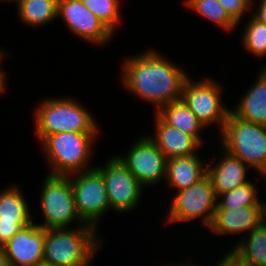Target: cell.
<instances>
[{"mask_svg": "<svg viewBox=\"0 0 266 266\" xmlns=\"http://www.w3.org/2000/svg\"><path fill=\"white\" fill-rule=\"evenodd\" d=\"M152 49L125 58L120 78L123 88L150 102L157 112L162 106L181 100L184 83L190 76L164 54Z\"/></svg>", "mask_w": 266, "mask_h": 266, "instance_id": "obj_1", "label": "cell"}, {"mask_svg": "<svg viewBox=\"0 0 266 266\" xmlns=\"http://www.w3.org/2000/svg\"><path fill=\"white\" fill-rule=\"evenodd\" d=\"M89 224L45 229L43 263L51 266H92L104 239Z\"/></svg>", "mask_w": 266, "mask_h": 266, "instance_id": "obj_2", "label": "cell"}, {"mask_svg": "<svg viewBox=\"0 0 266 266\" xmlns=\"http://www.w3.org/2000/svg\"><path fill=\"white\" fill-rule=\"evenodd\" d=\"M99 132H62L46 136L40 143L51 175L69 176L89 171ZM90 165V166H89Z\"/></svg>", "mask_w": 266, "mask_h": 266, "instance_id": "obj_3", "label": "cell"}, {"mask_svg": "<svg viewBox=\"0 0 266 266\" xmlns=\"http://www.w3.org/2000/svg\"><path fill=\"white\" fill-rule=\"evenodd\" d=\"M70 97H46L34 109L35 135L41 142L46 136L62 132H99L97 120L87 108Z\"/></svg>", "mask_w": 266, "mask_h": 266, "instance_id": "obj_4", "label": "cell"}, {"mask_svg": "<svg viewBox=\"0 0 266 266\" xmlns=\"http://www.w3.org/2000/svg\"><path fill=\"white\" fill-rule=\"evenodd\" d=\"M218 138L222 149L266 179V126L244 120L229 111Z\"/></svg>", "mask_w": 266, "mask_h": 266, "instance_id": "obj_5", "label": "cell"}, {"mask_svg": "<svg viewBox=\"0 0 266 266\" xmlns=\"http://www.w3.org/2000/svg\"><path fill=\"white\" fill-rule=\"evenodd\" d=\"M40 192V213L45 229L70 228L73 222L77 226L87 225L79 216L69 176L47 174L44 177Z\"/></svg>", "mask_w": 266, "mask_h": 266, "instance_id": "obj_6", "label": "cell"}, {"mask_svg": "<svg viewBox=\"0 0 266 266\" xmlns=\"http://www.w3.org/2000/svg\"><path fill=\"white\" fill-rule=\"evenodd\" d=\"M173 194L165 224L194 222L198 218L203 227H210L218 205V196L207 175L187 189Z\"/></svg>", "mask_w": 266, "mask_h": 266, "instance_id": "obj_7", "label": "cell"}, {"mask_svg": "<svg viewBox=\"0 0 266 266\" xmlns=\"http://www.w3.org/2000/svg\"><path fill=\"white\" fill-rule=\"evenodd\" d=\"M201 79L192 81L189 77L184 83L181 99L206 127V130L209 126L217 125L220 134L230 111L222 101L224 88L219 81L208 76Z\"/></svg>", "mask_w": 266, "mask_h": 266, "instance_id": "obj_8", "label": "cell"}, {"mask_svg": "<svg viewBox=\"0 0 266 266\" xmlns=\"http://www.w3.org/2000/svg\"><path fill=\"white\" fill-rule=\"evenodd\" d=\"M76 210L80 218L95 228L100 219L111 210L102 175L94 168L69 175Z\"/></svg>", "mask_w": 266, "mask_h": 266, "instance_id": "obj_9", "label": "cell"}, {"mask_svg": "<svg viewBox=\"0 0 266 266\" xmlns=\"http://www.w3.org/2000/svg\"><path fill=\"white\" fill-rule=\"evenodd\" d=\"M108 159H105L104 166H96L95 169L104 179L111 211L119 215L128 213L139 206L143 200L142 191L146 188L115 155Z\"/></svg>", "mask_w": 266, "mask_h": 266, "instance_id": "obj_10", "label": "cell"}, {"mask_svg": "<svg viewBox=\"0 0 266 266\" xmlns=\"http://www.w3.org/2000/svg\"><path fill=\"white\" fill-rule=\"evenodd\" d=\"M126 155H115L123 165L148 189L165 180L167 157L148 135L140 136Z\"/></svg>", "mask_w": 266, "mask_h": 266, "instance_id": "obj_11", "label": "cell"}, {"mask_svg": "<svg viewBox=\"0 0 266 266\" xmlns=\"http://www.w3.org/2000/svg\"><path fill=\"white\" fill-rule=\"evenodd\" d=\"M57 18L85 43L102 47L114 39L115 34L81 0H58Z\"/></svg>", "mask_w": 266, "mask_h": 266, "instance_id": "obj_12", "label": "cell"}, {"mask_svg": "<svg viewBox=\"0 0 266 266\" xmlns=\"http://www.w3.org/2000/svg\"><path fill=\"white\" fill-rule=\"evenodd\" d=\"M45 228L33 222L21 228L2 246L10 266L43 264Z\"/></svg>", "mask_w": 266, "mask_h": 266, "instance_id": "obj_13", "label": "cell"}, {"mask_svg": "<svg viewBox=\"0 0 266 266\" xmlns=\"http://www.w3.org/2000/svg\"><path fill=\"white\" fill-rule=\"evenodd\" d=\"M264 216V206H244L238 209L216 208L213 221L207 231L218 236L240 234L239 240H241L264 220Z\"/></svg>", "mask_w": 266, "mask_h": 266, "instance_id": "obj_14", "label": "cell"}, {"mask_svg": "<svg viewBox=\"0 0 266 266\" xmlns=\"http://www.w3.org/2000/svg\"><path fill=\"white\" fill-rule=\"evenodd\" d=\"M154 134H147L167 159L197 154L202 145L193 137L168 125L154 113Z\"/></svg>", "mask_w": 266, "mask_h": 266, "instance_id": "obj_15", "label": "cell"}, {"mask_svg": "<svg viewBox=\"0 0 266 266\" xmlns=\"http://www.w3.org/2000/svg\"><path fill=\"white\" fill-rule=\"evenodd\" d=\"M221 151H223L222 155L220 154L221 158L218 157L216 164L211 161L207 162V176L210 178L217 196L250 181L247 177L249 167L238 157L229 154L224 149Z\"/></svg>", "mask_w": 266, "mask_h": 266, "instance_id": "obj_16", "label": "cell"}, {"mask_svg": "<svg viewBox=\"0 0 266 266\" xmlns=\"http://www.w3.org/2000/svg\"><path fill=\"white\" fill-rule=\"evenodd\" d=\"M194 154L167 160L165 183L174 191L187 189L207 175V162ZM203 161V162H202Z\"/></svg>", "mask_w": 266, "mask_h": 266, "instance_id": "obj_17", "label": "cell"}, {"mask_svg": "<svg viewBox=\"0 0 266 266\" xmlns=\"http://www.w3.org/2000/svg\"><path fill=\"white\" fill-rule=\"evenodd\" d=\"M259 70L255 82L230 111L244 120L266 126V65Z\"/></svg>", "mask_w": 266, "mask_h": 266, "instance_id": "obj_18", "label": "cell"}, {"mask_svg": "<svg viewBox=\"0 0 266 266\" xmlns=\"http://www.w3.org/2000/svg\"><path fill=\"white\" fill-rule=\"evenodd\" d=\"M168 125L193 136L202 146L203 137L200 135L206 127L181 99L162 106L156 112ZM204 129V130H203Z\"/></svg>", "mask_w": 266, "mask_h": 266, "instance_id": "obj_19", "label": "cell"}, {"mask_svg": "<svg viewBox=\"0 0 266 266\" xmlns=\"http://www.w3.org/2000/svg\"><path fill=\"white\" fill-rule=\"evenodd\" d=\"M6 187L0 191V221L33 222L31 208L19 186Z\"/></svg>", "mask_w": 266, "mask_h": 266, "instance_id": "obj_20", "label": "cell"}, {"mask_svg": "<svg viewBox=\"0 0 266 266\" xmlns=\"http://www.w3.org/2000/svg\"><path fill=\"white\" fill-rule=\"evenodd\" d=\"M15 6L19 19L29 27H41L57 18L58 0H18Z\"/></svg>", "mask_w": 266, "mask_h": 266, "instance_id": "obj_21", "label": "cell"}, {"mask_svg": "<svg viewBox=\"0 0 266 266\" xmlns=\"http://www.w3.org/2000/svg\"><path fill=\"white\" fill-rule=\"evenodd\" d=\"M239 242V243H238ZM232 249L253 266H266V221L263 220ZM235 247V248H234Z\"/></svg>", "mask_w": 266, "mask_h": 266, "instance_id": "obj_22", "label": "cell"}, {"mask_svg": "<svg viewBox=\"0 0 266 266\" xmlns=\"http://www.w3.org/2000/svg\"><path fill=\"white\" fill-rule=\"evenodd\" d=\"M183 5L191 12L215 24L222 32H233L238 24L228 15L218 0H184Z\"/></svg>", "mask_w": 266, "mask_h": 266, "instance_id": "obj_23", "label": "cell"}, {"mask_svg": "<svg viewBox=\"0 0 266 266\" xmlns=\"http://www.w3.org/2000/svg\"><path fill=\"white\" fill-rule=\"evenodd\" d=\"M255 183L250 180L244 185L220 194L217 208L238 209L244 206H264V201H261V196L258 195L259 186Z\"/></svg>", "mask_w": 266, "mask_h": 266, "instance_id": "obj_24", "label": "cell"}, {"mask_svg": "<svg viewBox=\"0 0 266 266\" xmlns=\"http://www.w3.org/2000/svg\"><path fill=\"white\" fill-rule=\"evenodd\" d=\"M246 23L240 36L244 49L256 58L266 57V25L260 23L252 15L248 17Z\"/></svg>", "mask_w": 266, "mask_h": 266, "instance_id": "obj_25", "label": "cell"}, {"mask_svg": "<svg viewBox=\"0 0 266 266\" xmlns=\"http://www.w3.org/2000/svg\"><path fill=\"white\" fill-rule=\"evenodd\" d=\"M113 33L122 18L121 0H81ZM121 12V13H120Z\"/></svg>", "mask_w": 266, "mask_h": 266, "instance_id": "obj_26", "label": "cell"}, {"mask_svg": "<svg viewBox=\"0 0 266 266\" xmlns=\"http://www.w3.org/2000/svg\"><path fill=\"white\" fill-rule=\"evenodd\" d=\"M228 15L239 25L244 14L252 13V0H218Z\"/></svg>", "mask_w": 266, "mask_h": 266, "instance_id": "obj_27", "label": "cell"}, {"mask_svg": "<svg viewBox=\"0 0 266 266\" xmlns=\"http://www.w3.org/2000/svg\"><path fill=\"white\" fill-rule=\"evenodd\" d=\"M31 223L0 221V247L5 245L21 228Z\"/></svg>", "mask_w": 266, "mask_h": 266, "instance_id": "obj_28", "label": "cell"}, {"mask_svg": "<svg viewBox=\"0 0 266 266\" xmlns=\"http://www.w3.org/2000/svg\"><path fill=\"white\" fill-rule=\"evenodd\" d=\"M224 258H220L217 264L214 266H253L250 262L245 261L238 253L233 249L228 250Z\"/></svg>", "mask_w": 266, "mask_h": 266, "instance_id": "obj_29", "label": "cell"}, {"mask_svg": "<svg viewBox=\"0 0 266 266\" xmlns=\"http://www.w3.org/2000/svg\"><path fill=\"white\" fill-rule=\"evenodd\" d=\"M258 2L259 5L257 6L256 1L252 0V9L256 10L254 11V13H251V15L260 23L266 25V0H259Z\"/></svg>", "mask_w": 266, "mask_h": 266, "instance_id": "obj_30", "label": "cell"}, {"mask_svg": "<svg viewBox=\"0 0 266 266\" xmlns=\"http://www.w3.org/2000/svg\"><path fill=\"white\" fill-rule=\"evenodd\" d=\"M5 57L0 61V97L3 93H6V88L8 87L7 85V78H6V72L5 70L1 67L2 62L4 61Z\"/></svg>", "mask_w": 266, "mask_h": 266, "instance_id": "obj_31", "label": "cell"}, {"mask_svg": "<svg viewBox=\"0 0 266 266\" xmlns=\"http://www.w3.org/2000/svg\"><path fill=\"white\" fill-rule=\"evenodd\" d=\"M0 266H10L2 247H0Z\"/></svg>", "mask_w": 266, "mask_h": 266, "instance_id": "obj_32", "label": "cell"}, {"mask_svg": "<svg viewBox=\"0 0 266 266\" xmlns=\"http://www.w3.org/2000/svg\"><path fill=\"white\" fill-rule=\"evenodd\" d=\"M188 259H186V260H183L182 261V263L181 262H179V263H177V264H173V265H170V266H194V262H193V264H192V261H187ZM186 261V262H185ZM189 262V263H188ZM196 266V265H195Z\"/></svg>", "mask_w": 266, "mask_h": 266, "instance_id": "obj_33", "label": "cell"}, {"mask_svg": "<svg viewBox=\"0 0 266 266\" xmlns=\"http://www.w3.org/2000/svg\"><path fill=\"white\" fill-rule=\"evenodd\" d=\"M4 49L2 48V49H0V61L4 58V57H6V55H4V54H7L8 56H9V53H5L4 51H3Z\"/></svg>", "mask_w": 266, "mask_h": 266, "instance_id": "obj_34", "label": "cell"}, {"mask_svg": "<svg viewBox=\"0 0 266 266\" xmlns=\"http://www.w3.org/2000/svg\"><path fill=\"white\" fill-rule=\"evenodd\" d=\"M10 1H11V2L14 1L13 3L15 4L18 0H0L1 3H2V2H4V3L8 2V3H9Z\"/></svg>", "mask_w": 266, "mask_h": 266, "instance_id": "obj_35", "label": "cell"}, {"mask_svg": "<svg viewBox=\"0 0 266 266\" xmlns=\"http://www.w3.org/2000/svg\"><path fill=\"white\" fill-rule=\"evenodd\" d=\"M264 220L266 221V201H264Z\"/></svg>", "mask_w": 266, "mask_h": 266, "instance_id": "obj_36", "label": "cell"}, {"mask_svg": "<svg viewBox=\"0 0 266 266\" xmlns=\"http://www.w3.org/2000/svg\"><path fill=\"white\" fill-rule=\"evenodd\" d=\"M40 266H51V265H48V264L43 263V264L40 265Z\"/></svg>", "mask_w": 266, "mask_h": 266, "instance_id": "obj_37", "label": "cell"}]
</instances>
